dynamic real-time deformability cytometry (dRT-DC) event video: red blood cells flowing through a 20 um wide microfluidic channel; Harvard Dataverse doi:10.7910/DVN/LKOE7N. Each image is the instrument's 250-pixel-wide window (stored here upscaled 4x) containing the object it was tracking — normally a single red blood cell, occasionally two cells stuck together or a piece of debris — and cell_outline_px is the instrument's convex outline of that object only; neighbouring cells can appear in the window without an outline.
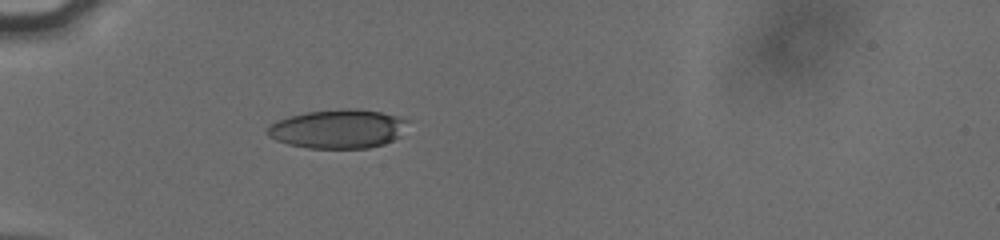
{"species": "human", "species_latin": "Homo sapiens", "temperature_condition": "cold", "stored_images_in_passage": 38, "camera_frame_rate_fps": 3000, "um_per_image_px": 0.085, "donor": {"sex": "male"}, "frame": {"image": 1, "passage_image": 1, "time_ms": 0.0, "image_size_px": [1000, 240], "cell_outline_px": [[412, 120], [400, 136], [384, 144], [368, 148], [308, 148], [288, 144], [276, 140], [268, 136], [264, 132], [272, 124], [280, 120], [292, 116], [308, 112], [380, 112]], "centroid_in_image_um": [28.75, 11.02], "position_along_channel_um": 56.2, "area_um2": 30.63}}
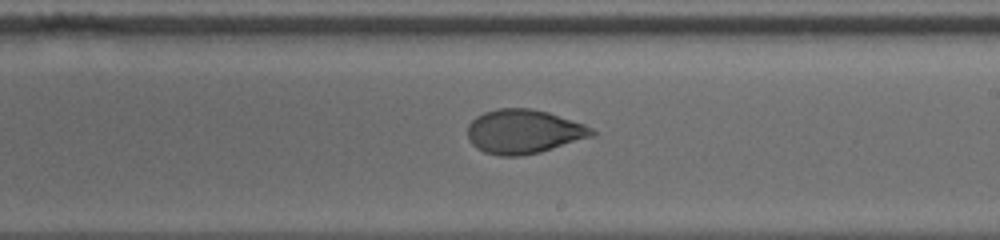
{"frame": {"image": 2, "passage_image": 17, "time_ms": 5.333, "image_size_px": [1000, 240], "cell_outline_px": [[596, 136], [540, 152], [520, 156], [500, 156], [484, 152], [476, 148], [472, 144], [468, 136], [468, 124], [476, 116], [484, 112], [500, 108], [528, 108], [548, 112], [584, 124], [592, 128], [596, 132]], "centroid_in_image_um": [44.53, 11.19], "position_along_channel_um": 244.5, "area_um2": 32.08}}
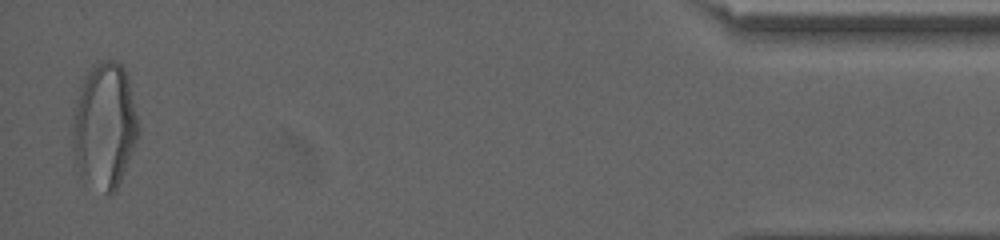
{"frame": {"image": 3, "passage_image": 37, "time_ms": 12.0, "image_size_px": [1000, 240], "cell_outline_px": [[140, 136], [120, 180], [116, 188], [112, 192], [104, 192], [80, 176], [76, 164], [72, 148], [72, 108], [80, 84], [84, 76], [92, 64], [100, 60], [116, 60], [124, 68], [128, 76], [140, 128]], "centroid_in_image_um": [8.87, 10.62], "position_along_channel_um": 426.3, "area_um2": 49.01}, "authors_computed_cell_mechanics": {"area_um2": 32.5125, "velocity_mm_per_s": 3.8264, "shape_relaxation_time_tau1_ms": 9.0304, "shape_relaxation_time_tau2_ms": 1.1127, "deformation_change_tau1": 0.2161, "deformation_change_tau2": 0.0591}}